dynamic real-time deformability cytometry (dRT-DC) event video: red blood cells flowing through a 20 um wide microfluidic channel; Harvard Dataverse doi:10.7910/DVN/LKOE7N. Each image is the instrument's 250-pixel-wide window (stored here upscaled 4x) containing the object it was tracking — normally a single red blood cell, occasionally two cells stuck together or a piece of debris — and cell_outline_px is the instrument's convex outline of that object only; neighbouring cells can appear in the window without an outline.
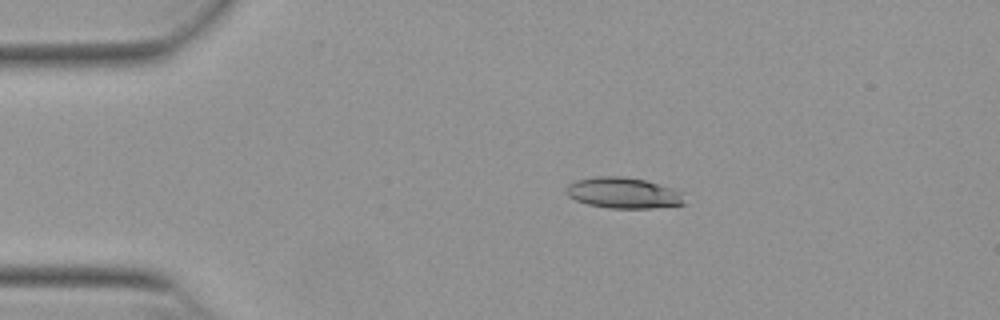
{"species": "Egyptian fruit bat (a non-hibernating species)", "species_latin": "Rousettus aegyptiacus", "temperature_condition": "warm", "stored_images_in_passage": 53, "camera_frame_rate_fps": 3000, "um_per_image_px": 0.085, "animal": {"sex": "female"}, "frame": {"image": 1, "passage_image": 10, "time_ms": 3.0, "image_size_px": [1000, 320], "cell_outline_px": [[684, 204], [652, 208], [608, 208], [588, 204], [576, 200], [568, 196], [568, 184], [576, 180], [596, 176], [624, 176], [644, 180], [672, 188], [680, 192]], "centroid_in_image_um": [52.96, 16.39], "position_along_channel_um": 32.0, "area_um2": 20.98}}
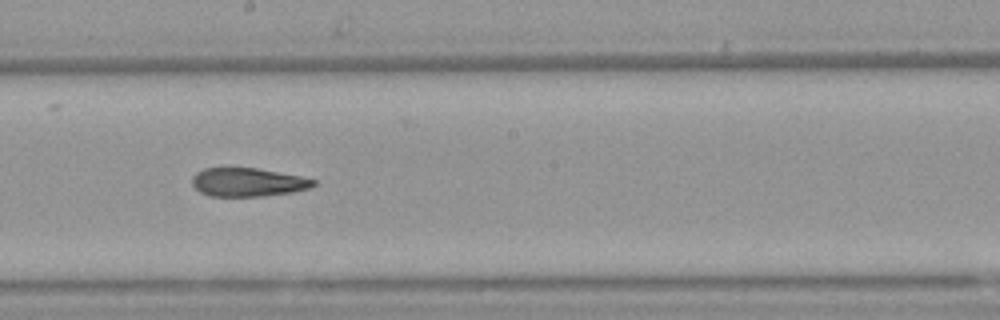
{"frame": {"image": 2, "passage_image": 29, "time_ms": 9.333, "image_size_px": [1000, 320], "cell_outline_px": [[316, 184], [308, 188], [292, 192], [260, 196], [208, 196], [200, 192], [192, 184], [192, 176], [196, 172], [204, 168], [228, 164], [256, 168], [300, 176], [316, 180]], "centroid_in_image_um": [20.98, 15.44], "position_along_channel_um": 227.2, "area_um2": 20.81}}
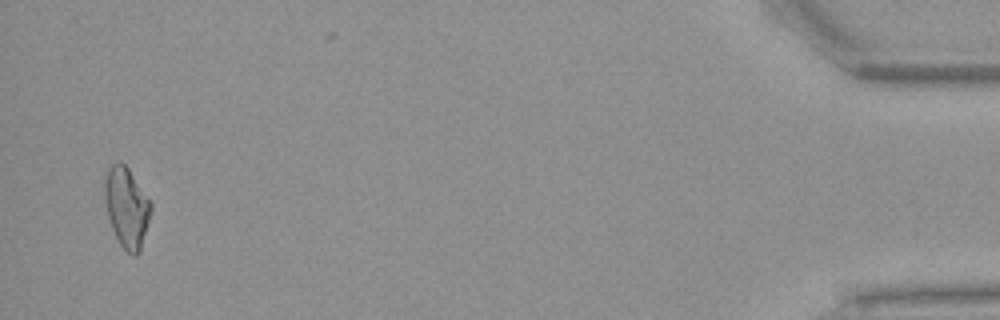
{"frame": {"image": 3, "passage_image": 51, "time_ms": 16.667, "image_size_px": [1000, 320], "cell_outline_px": [[152, 212], [140, 252], [136, 256], [132, 256], [120, 244], [112, 228], [108, 216], [104, 200], [104, 180], [108, 168], [116, 160], [120, 160], [128, 168], [152, 204]], "centroid_in_image_um": [10.76, 17.62], "position_along_channel_um": 424.4, "area_um2": 21.73}, "authors_computed_cell_mechanics": {"area_um2": 21.3282, "velocity_mm_per_s": 3.8726, "shape_relaxation_time_tau1_ms": null, "shape_relaxation_time_tau2_ms": 4.4953, "deformation_change_tau1": null, "deformation_change_tau2": 0.1478}}